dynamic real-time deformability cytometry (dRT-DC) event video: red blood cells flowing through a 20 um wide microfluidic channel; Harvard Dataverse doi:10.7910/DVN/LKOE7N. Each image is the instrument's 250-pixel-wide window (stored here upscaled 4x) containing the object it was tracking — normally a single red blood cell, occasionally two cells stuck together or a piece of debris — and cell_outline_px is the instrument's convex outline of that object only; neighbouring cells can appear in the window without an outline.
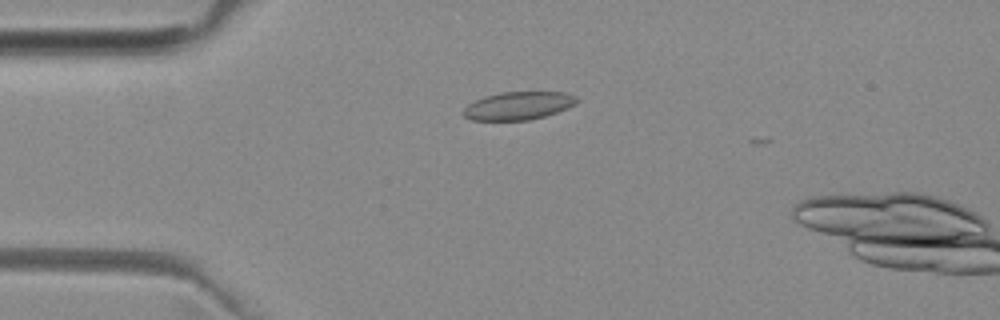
{"species": "common noctule bat (a hibernating species)", "species_latin": "Nyctalus noctula", "temperature_condition": "room temperature", "stored_images_in_passage": 9, "camera_frame_rate_fps": 3000, "um_per_image_px": 0.085, "animal": {"sex": "female", "body_mass_g": 29.2, "forearm_length_mm": 56.3}, "frame": {"image": 1, "passage_image": 6, "time_ms": 1.667, "image_size_px": [1000, 320], "cell_outline_px": [[580, 100], [576, 104], [568, 108], [544, 116], [528, 120], [472, 120], [464, 116], [464, 108], [468, 104], [484, 96], [500, 92], [564, 92], [576, 96]], "centroid_in_image_um": [44.09, 8.98], "position_along_channel_um": 40.9, "area_um2": 18.5}}